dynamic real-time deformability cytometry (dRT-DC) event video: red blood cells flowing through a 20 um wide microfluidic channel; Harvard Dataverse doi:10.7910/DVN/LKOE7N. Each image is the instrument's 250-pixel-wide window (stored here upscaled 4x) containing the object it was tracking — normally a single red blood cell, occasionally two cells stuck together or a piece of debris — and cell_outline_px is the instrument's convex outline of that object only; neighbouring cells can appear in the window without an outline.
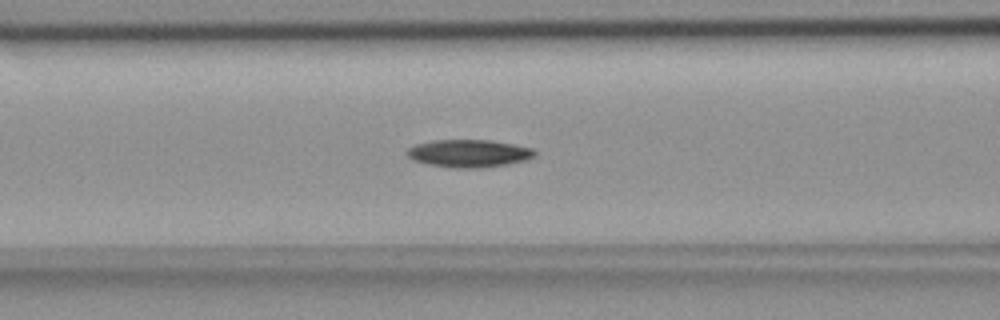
{"species": "common noctule bat (a hibernating species)", "species_latin": "Nyctalus noctula", "temperature_condition": "room temperature", "stored_images_in_passage": 56, "camera_frame_rate_fps": 3000, "um_per_image_px": 0.085, "animal": {"sex": "female", "body_mass_g": 18.4}, "frame": {"image": 1, "passage_image": 23, "time_ms": 7.333, "image_size_px": [1000, 320], "cell_outline_px": [[536, 156], [524, 160], [508, 164], [480, 168], [452, 168], [428, 164], [412, 160], [404, 152], [408, 148], [416, 144], [432, 140], [492, 140], [532, 148], [536, 152]], "centroid_in_image_um": [39.82, 13.04], "position_along_channel_um": 126.8, "area_um2": 20.69}}
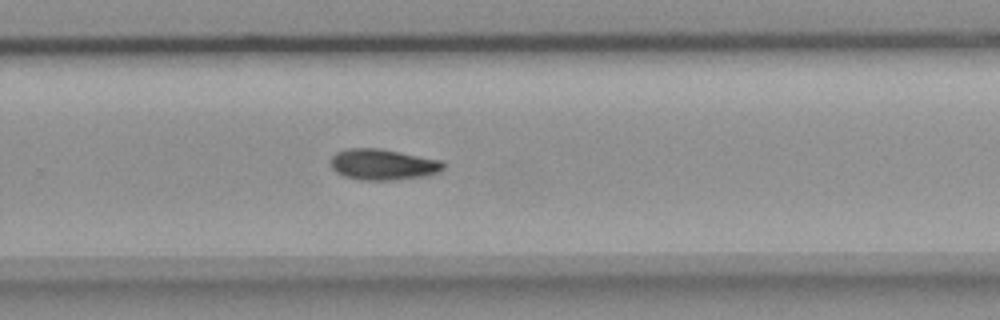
{"frame": {"image": 2, "passage_image": 37, "time_ms": 12.0, "image_size_px": [1000, 320], "cell_outline_px": [[444, 168], [440, 172], [428, 176], [396, 180], [364, 180], [344, 176], [336, 172], [332, 168], [328, 160], [336, 152], [348, 148], [380, 148], [440, 160], [444, 164]], "centroid_in_image_um": [32.53, 13.98], "position_along_channel_um": 297.3, "area_um2": 20.52}}
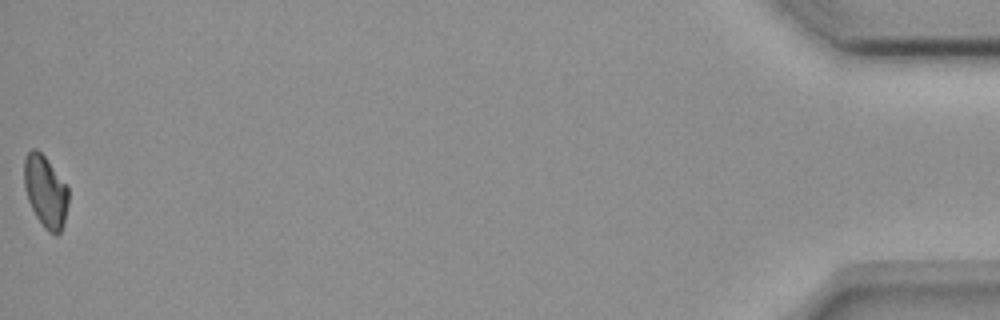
{"frame": {"image": 3, "passage_image": 56, "time_ms": 18.333, "image_size_px": [1000, 320], "cell_outline_px": [[68, 204], [64, 220], [60, 232], [56, 236], [48, 232], [44, 228], [36, 216], [28, 200], [24, 188], [24, 156], [32, 148], [36, 148], [44, 156], [68, 188]], "centroid_in_image_um": [3.84, 16.28], "position_along_channel_um": 431.4, "area_um2": 18.38}, "authors_computed_cell_mechanics": {"area_um2": 19.7676, "velocity_mm_per_s": 3.6702, "shape_relaxation_time_tau1_ms": 6.8249, "shape_relaxation_time_tau2_ms": null, "deformation_change_tau1": 0.1408, "deformation_change_tau2": null}}